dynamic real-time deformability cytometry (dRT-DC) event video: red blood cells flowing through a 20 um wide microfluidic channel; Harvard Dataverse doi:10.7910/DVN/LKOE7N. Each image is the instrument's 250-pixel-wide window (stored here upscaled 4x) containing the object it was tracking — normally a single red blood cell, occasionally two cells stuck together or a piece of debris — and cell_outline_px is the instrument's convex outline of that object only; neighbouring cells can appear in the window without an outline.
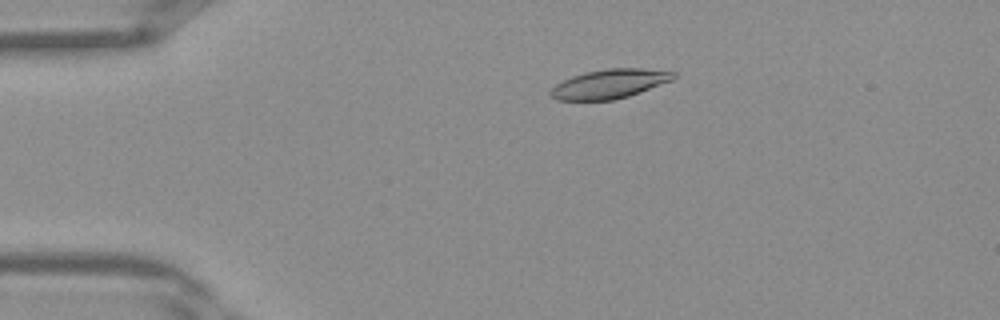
{"species": "Egyptian fruit bat (a non-hibernating species)", "species_latin": "Rousettus aegyptiacus", "temperature_condition": "warm", "stored_images_in_passage": 40, "camera_frame_rate_fps": 3000, "um_per_image_px": 0.085, "frame": {"image": 1, "passage_image": 8, "time_ms": 2.333, "image_size_px": [1000, 320], "cell_outline_px": [[676, 76], [672, 80], [640, 92], [628, 96], [612, 100], [556, 100], [548, 92], [556, 84], [572, 76], [604, 68], [640, 68], [676, 72]], "centroid_in_image_um": [51.81, 7.12], "position_along_channel_um": 33.2, "area_um2": 20.75}}
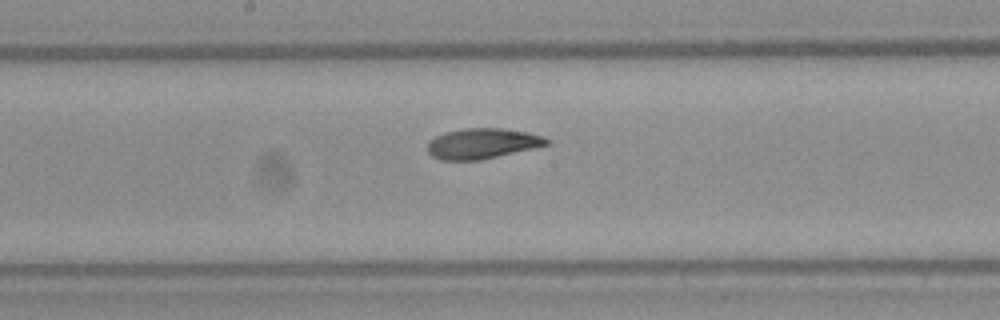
{"frame": {"image": 2, "passage_image": 21, "time_ms": 6.667, "image_size_px": [1000, 320], "cell_outline_px": [[548, 144], [536, 148], [480, 160], [440, 160], [432, 156], [428, 152], [428, 144], [436, 136], [444, 132], [464, 128], [504, 128], [528, 132], [540, 136], [548, 140]], "centroid_in_image_um": [40.99, 12.2], "position_along_channel_um": 207.2, "area_um2": 21.04}}
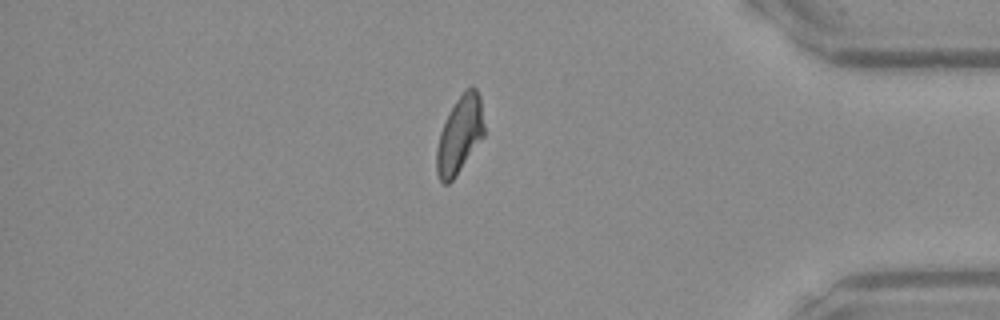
{"frame": {"image": 3, "passage_image": 34, "time_ms": 11.0, "image_size_px": [1000, 320], "cell_outline_px": [[484, 136], [456, 176], [448, 184], [444, 184], [440, 180], [436, 172], [436, 148], [440, 132], [456, 100], [472, 84], [476, 88], [480, 96], [484, 124]], "centroid_in_image_um": [39.08, 11.48], "position_along_channel_um": 396.1, "area_um2": 21.21}}